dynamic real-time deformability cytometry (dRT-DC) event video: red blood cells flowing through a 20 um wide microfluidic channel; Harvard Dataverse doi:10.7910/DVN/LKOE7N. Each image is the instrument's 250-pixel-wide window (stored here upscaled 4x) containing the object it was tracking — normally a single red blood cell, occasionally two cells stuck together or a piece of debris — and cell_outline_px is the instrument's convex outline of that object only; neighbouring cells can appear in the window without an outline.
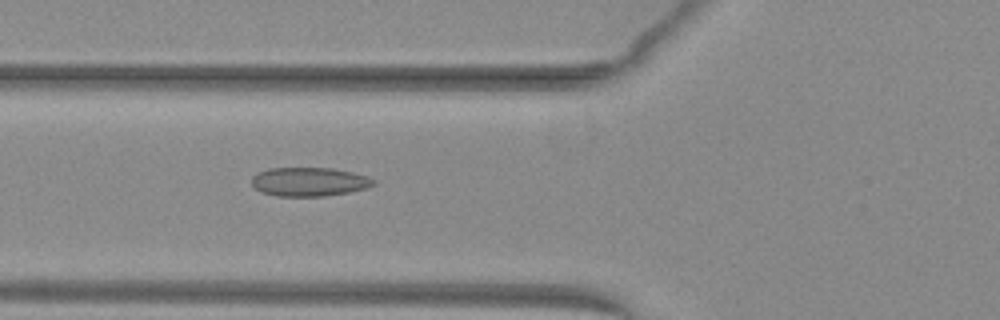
{"species": "common noctule bat (a hibernating species)", "species_latin": "Nyctalus noctula", "temperature_condition": "warm", "stored_images_in_passage": 31, "camera_frame_rate_fps": 3000, "um_per_image_px": 0.085, "animal": {"sex": "female", "body_mass_g": 29.2, "forearm_length_mm": 56.3}, "frame": {"image": 1, "passage_image": 3, "time_ms": 0.667, "image_size_px": [1000, 320], "cell_outline_px": [[376, 184], [368, 188], [348, 192], [324, 196], [276, 196], [260, 192], [252, 184], [252, 176], [256, 172], [268, 168], [332, 168], [352, 172], [368, 176], [376, 180]], "centroid_in_image_um": [26.28, 15.45], "position_along_channel_um": 99.5, "area_um2": 20.69}}
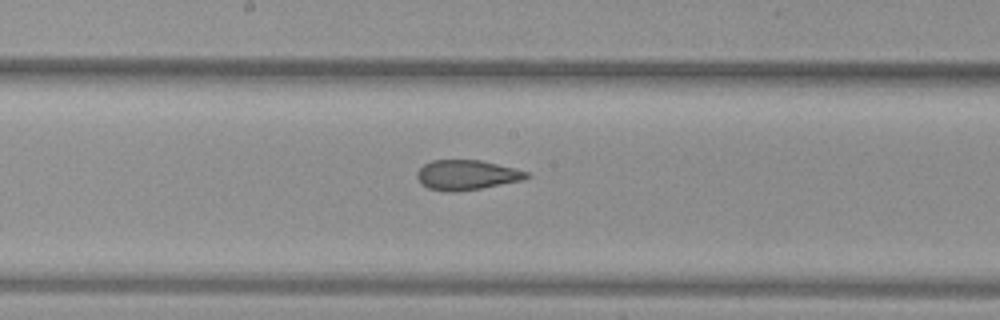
{"frame": {"image": 2, "passage_image": 11, "time_ms": 3.333, "image_size_px": [1000, 320], "cell_outline_px": [[532, 176], [524, 180], [480, 188], [452, 192], [448, 192], [428, 188], [420, 184], [416, 176], [416, 172], [424, 164], [432, 160], [480, 160], [528, 172]], "centroid_in_image_um": [39.64, 14.87], "position_along_channel_um": 208.6, "area_um2": 19.02}}
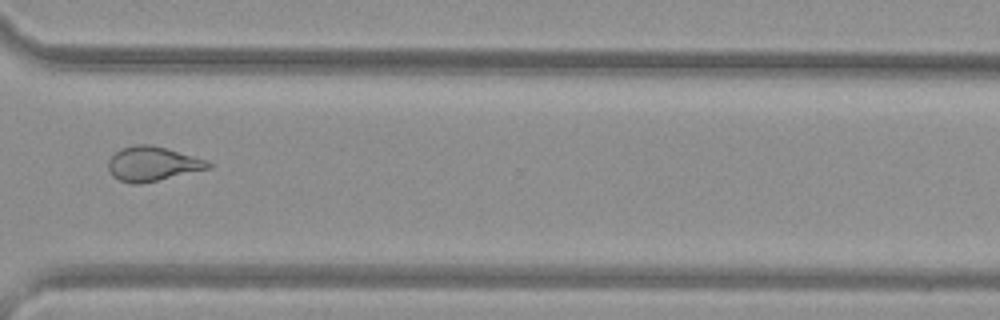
{"frame": {"image": 3, "passage_image": 22, "time_ms": 7.0, "image_size_px": [1000, 320], "cell_outline_px": [[212, 168], [140, 184], [132, 184], [120, 180], [112, 176], [108, 168], [108, 160], [120, 148], [136, 144], [152, 144], [208, 160], [212, 164]], "centroid_in_image_um": [12.97, 13.92], "position_along_channel_um": 357.6, "area_um2": 20.17}}